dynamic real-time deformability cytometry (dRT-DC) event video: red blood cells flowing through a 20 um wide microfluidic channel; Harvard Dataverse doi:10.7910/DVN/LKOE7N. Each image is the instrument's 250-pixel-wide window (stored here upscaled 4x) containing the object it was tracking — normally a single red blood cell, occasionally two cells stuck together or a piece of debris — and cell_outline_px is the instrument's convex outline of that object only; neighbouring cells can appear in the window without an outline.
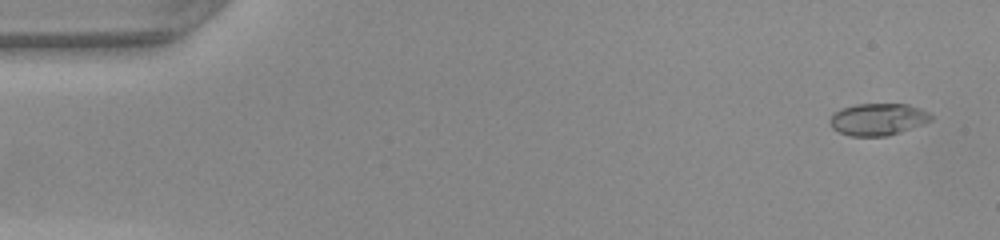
{"species": "common noctule bat (a hibernating species)", "species_latin": "Nyctalus noctula", "temperature_condition": "warm", "stored_images_in_passage": 14, "camera_frame_rate_fps": 3000, "um_per_image_px": 0.085, "animal": {"sex": "female", "body_mass_g": 22.0, "forearm_length_mm": 56.7}, "frame": {"image": 1, "passage_image": 2, "time_ms": 0.333, "image_size_px": [1000, 240], "cell_outline_px": [[932, 120], [888, 136], [848, 136], [832, 128], [828, 120], [840, 108], [856, 104], [908, 104], [920, 108], [928, 112], [932, 116]], "centroid_in_image_um": [74.6, 10.14], "position_along_channel_um": 10.4, "area_um2": 18.79}}
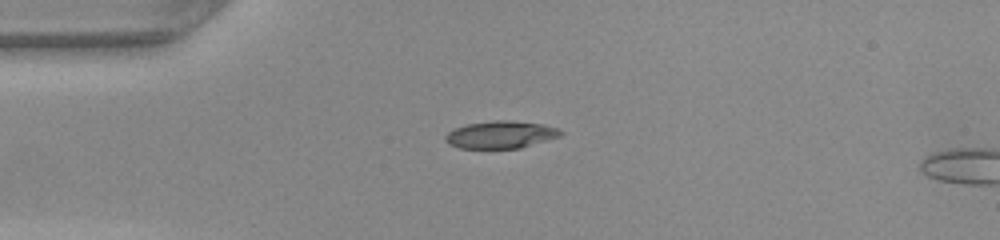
{"frame": {"image": 2, "passage_image": 12, "time_ms": 3.667, "image_size_px": [1000, 240], "cell_outline_px": [[564, 132], [560, 136], [520, 148], [460, 148], [448, 144], [444, 140], [444, 136], [448, 132], [456, 128], [468, 124], [496, 120], [508, 120], [540, 124], [560, 128]], "centroid_in_image_um": [42.56, 11.45], "position_along_channel_um": 42.4, "area_um2": 18.26}}